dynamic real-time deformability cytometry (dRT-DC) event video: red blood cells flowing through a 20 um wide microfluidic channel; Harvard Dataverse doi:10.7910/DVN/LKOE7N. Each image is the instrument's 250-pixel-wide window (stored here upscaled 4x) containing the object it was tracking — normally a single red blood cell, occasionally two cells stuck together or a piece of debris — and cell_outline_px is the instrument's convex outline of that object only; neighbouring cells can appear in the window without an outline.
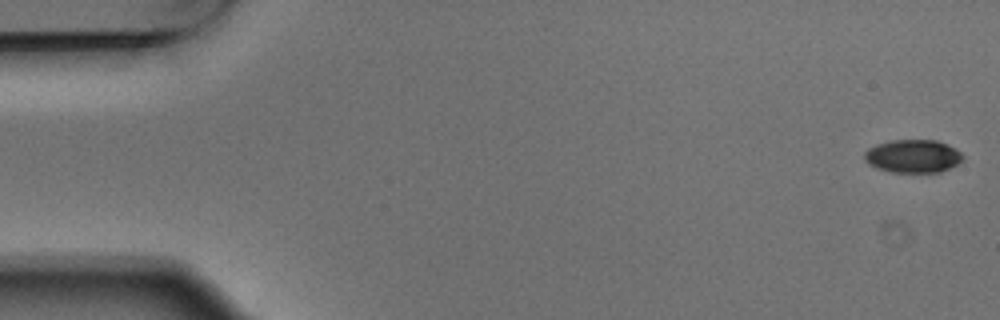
{"species": "Egyptian fruit bat (a non-hibernating species)", "species_latin": "Rousettus aegyptiacus", "temperature_condition": "warm", "stored_images_in_passage": 5, "camera_frame_rate_fps": 3000, "um_per_image_px": 0.085, "animal": {"sex": "male"}, "frame": {"image": 1, "passage_image": 1, "time_ms": 0.0, "image_size_px": [1000, 320], "cell_outline_px": [[964, 160], [940, 172], [892, 172], [876, 168], [868, 164], [864, 160], [864, 152], [868, 148], [876, 144], [892, 140], [936, 140], [948, 144], [956, 148], [964, 156]], "centroid_in_image_um": [77.59, 13.27], "position_along_channel_um": 7.4, "area_um2": 19.13}}
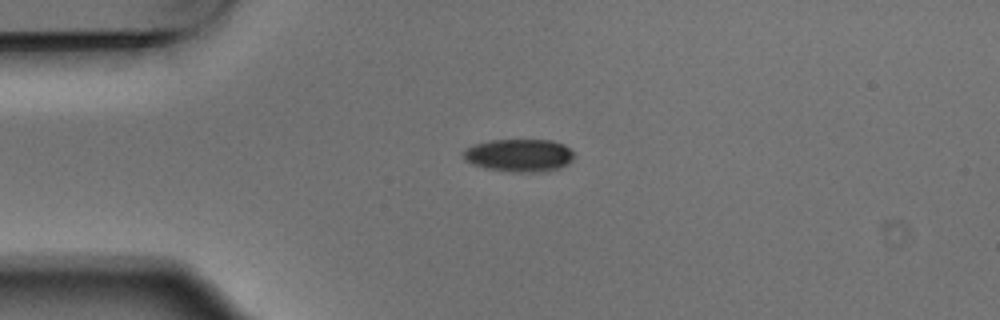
{"frame": {"image": 2, "passage_image": 4, "time_ms": 1.0, "image_size_px": [1000, 320], "cell_outline_px": [[572, 160], [568, 164], [560, 168], [532, 172], [520, 172], [484, 168], [472, 164], [464, 160], [464, 148], [472, 144], [492, 140], [552, 140], [564, 144], [572, 152]], "centroid_in_image_um": [44.09, 13.19], "position_along_channel_um": 40.9, "area_um2": 21.04}}